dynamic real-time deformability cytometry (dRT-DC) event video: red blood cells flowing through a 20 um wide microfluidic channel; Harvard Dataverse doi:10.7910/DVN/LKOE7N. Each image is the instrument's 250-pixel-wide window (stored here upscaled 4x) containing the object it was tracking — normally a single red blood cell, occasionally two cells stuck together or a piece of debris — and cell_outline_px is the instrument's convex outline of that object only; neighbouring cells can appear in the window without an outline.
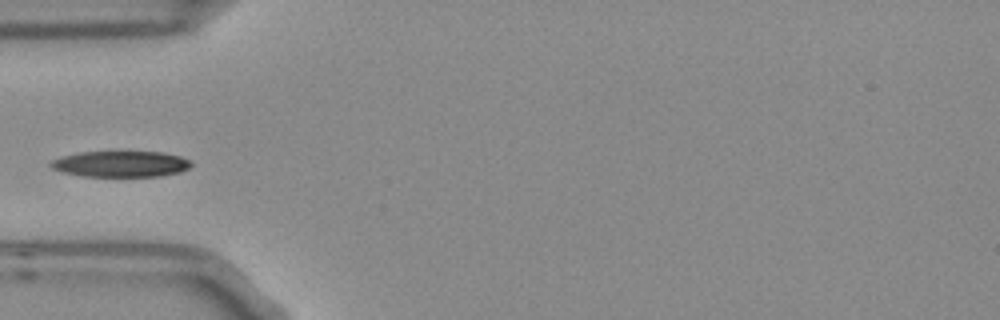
{"species": "Egyptian fruit bat (a non-hibernating species)", "species_latin": "Rousettus aegyptiacus", "temperature_condition": "room temperature", "stored_images_in_passage": 4, "camera_frame_rate_fps": 3000, "um_per_image_px": 0.085, "frame": {"image": 1, "passage_image": 4, "time_ms": 1.0, "image_size_px": [1000, 320], "cell_outline_px": [[192, 164], [188, 168], [180, 172], [160, 176], [80, 176], [64, 172], [52, 168], [48, 164], [52, 160], [64, 156], [80, 152], [164, 152], [180, 156], [188, 160]], "centroid_in_image_um": [10.26, 13.94], "position_along_channel_um": 74.7, "area_um2": 21.1}}